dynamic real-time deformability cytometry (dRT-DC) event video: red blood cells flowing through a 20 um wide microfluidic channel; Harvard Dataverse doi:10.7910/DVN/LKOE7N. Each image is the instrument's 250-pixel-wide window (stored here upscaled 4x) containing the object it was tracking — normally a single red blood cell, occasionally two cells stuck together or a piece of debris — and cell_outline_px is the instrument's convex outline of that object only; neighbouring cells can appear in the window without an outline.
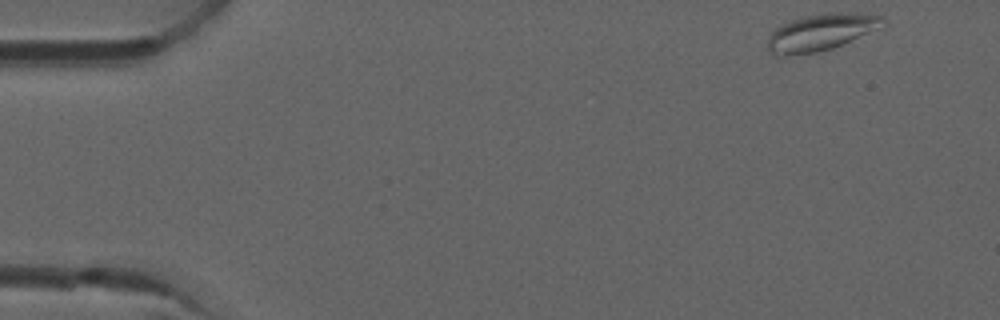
{"species": "common noctule bat (a hibernating species)", "species_latin": "Nyctalus noctula", "temperature_condition": "room temperature", "stored_images_in_passage": 4, "camera_frame_rate_fps": 3000, "um_per_image_px": 0.085, "animal": {"sex": "male", "forearm_length_mm": 52.5}, "frame": {"image": 1, "passage_image": 1, "time_ms": 0.0, "image_size_px": [1000, 320], "cell_outline_px": [[884, 20], [868, 32], [844, 44], [832, 48], [816, 52], [784, 56], [776, 56], [768, 52], [768, 36], [776, 28], [788, 20], [804, 16], [840, 12], [884, 16]], "centroid_in_image_um": [69.65, 2.76], "position_along_channel_um": 15.4, "area_um2": 24.1}}